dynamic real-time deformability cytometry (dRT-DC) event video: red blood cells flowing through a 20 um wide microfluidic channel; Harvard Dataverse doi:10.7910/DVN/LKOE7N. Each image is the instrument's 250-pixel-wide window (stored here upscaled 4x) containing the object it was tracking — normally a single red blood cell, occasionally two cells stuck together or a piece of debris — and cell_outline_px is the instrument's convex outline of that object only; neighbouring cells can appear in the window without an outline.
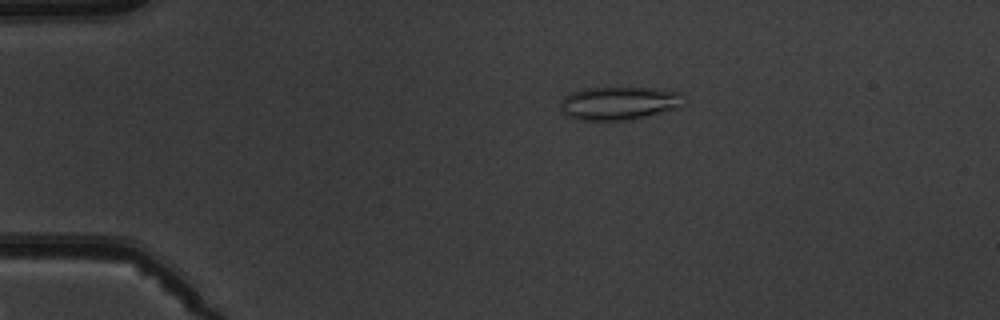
{"species": "common noctule bat (a hibernating species)", "species_latin": "Nyctalus noctula", "temperature_condition": "warm", "stored_images_in_passage": 6, "camera_frame_rate_fps": 3000, "um_per_image_px": 0.085, "animal": {"sex": "male", "body_mass_g": 19.5, "forearm_length_mm": 54.6}, "frame": {"image": 1, "passage_image": 2, "time_ms": 1.333, "image_size_px": [1000, 320], "cell_outline_px": [[688, 96], [684, 104], [680, 108], [628, 120], [580, 120], [564, 116], [560, 112], [560, 100], [564, 96], [572, 92], [584, 88], [652, 88], [684, 92]], "centroid_in_image_um": [52.66, 8.77], "position_along_channel_um": 32.3, "area_um2": 24.51}}
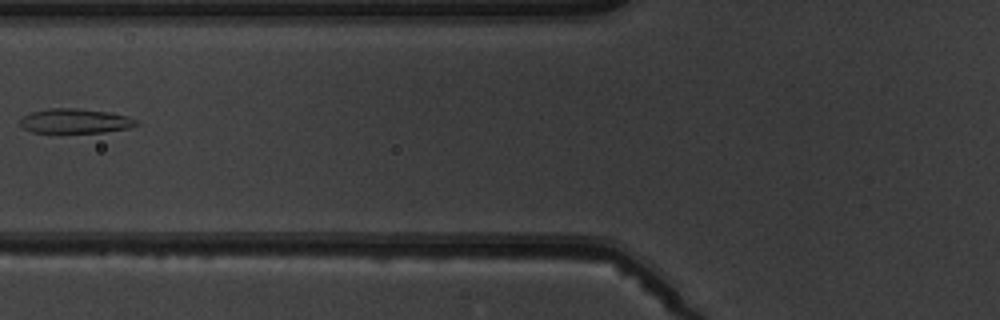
{"frame": {"image": 2, "passage_image": 5, "time_ms": 5.0, "image_size_px": [1000, 320], "cell_outline_px": [[140, 124], [128, 128], [100, 132], [32, 132], [24, 128], [20, 124], [20, 120], [24, 116], [32, 112], [48, 108], [76, 108], [108, 112], [128, 116], [140, 120]], "centroid_in_image_um": [6.43, 10.27], "position_along_channel_um": 119.4, "area_um2": 16.53}}
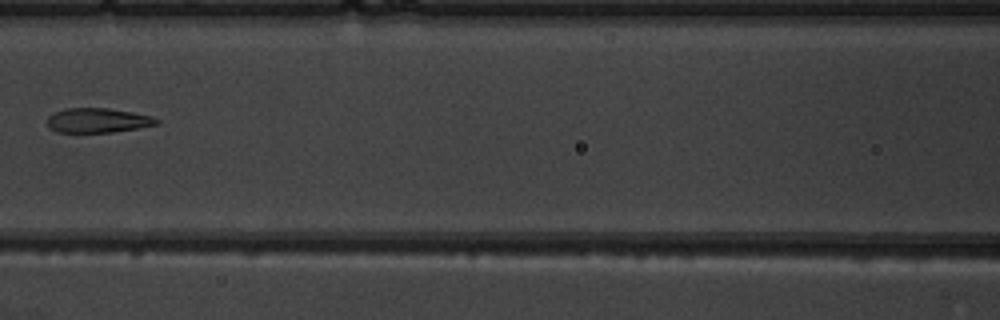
{"frame": {"image": 3, "passage_image": 6, "time_ms": 6.0, "image_size_px": [1000, 320], "cell_outline_px": [[160, 124], [112, 132], [56, 132], [48, 128], [48, 116], [64, 108], [108, 108], [132, 112], [152, 116], [160, 120]], "centroid_in_image_um": [8.31, 10.23], "position_along_channel_um": 158.3, "area_um2": 15.66}}